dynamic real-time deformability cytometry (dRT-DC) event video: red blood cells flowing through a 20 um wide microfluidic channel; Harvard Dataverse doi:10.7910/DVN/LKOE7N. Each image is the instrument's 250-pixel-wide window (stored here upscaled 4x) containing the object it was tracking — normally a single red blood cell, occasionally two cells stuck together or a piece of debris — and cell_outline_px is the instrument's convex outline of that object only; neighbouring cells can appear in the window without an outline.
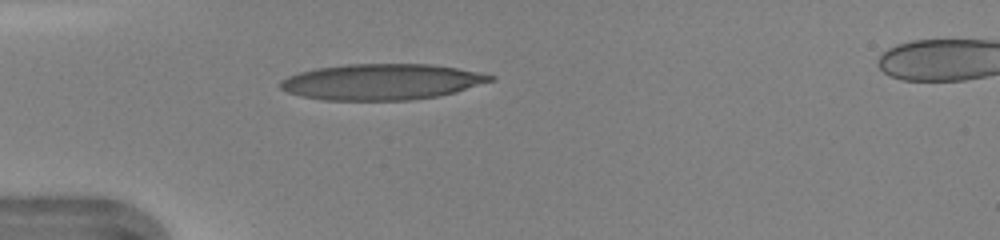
{"species": "human", "species_latin": "Homo sapiens", "temperature_condition": "warm", "stored_images_in_passage": 34, "camera_frame_rate_fps": 3000, "um_per_image_px": 0.085, "donor": {"sex": "female"}, "frame": {"image": 1, "passage_image": 1, "time_ms": 0.0, "image_size_px": [1000, 240], "cell_outline_px": [[496, 80], [456, 92], [440, 96], [412, 100], [324, 100], [300, 96], [288, 92], [280, 88], [280, 80], [288, 76], [300, 72], [316, 68], [344, 64], [432, 64], [480, 72], [496, 76]], "centroid_in_image_um": [32.47, 6.96], "position_along_channel_um": 52.5, "area_um2": 44.27}}
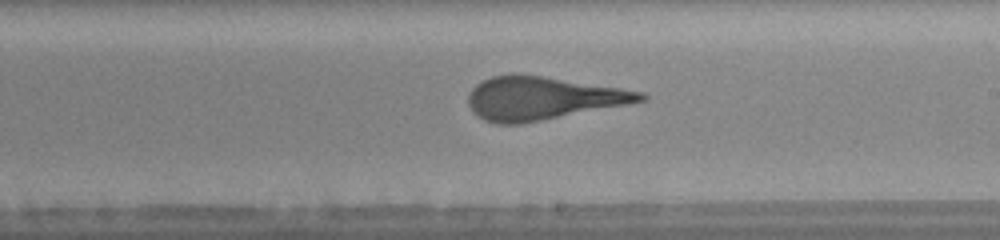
{"frame": {"image": 2, "passage_image": 15, "time_ms": 4.667, "image_size_px": [1000, 240], "cell_outline_px": [[648, 96], [644, 100], [628, 104], [520, 124], [496, 124], [484, 120], [476, 116], [472, 112], [468, 104], [468, 96], [472, 88], [476, 84], [492, 76], [540, 76], [620, 88], [644, 92]], "centroid_in_image_um": [46.08, 8.38], "position_along_channel_um": 242.9, "area_um2": 42.43}, "authors_computed_cell_mechanics": {"area_um2": 43.2344, "velocity_mm_per_s": 4.3387, "shape_relaxation_time_tau1_ms": 4.3625, "shape_relaxation_time_tau2_ms": 0.8229, "deformation_change_tau1": 0.2562, "deformation_change_tau2": 0.1339}}